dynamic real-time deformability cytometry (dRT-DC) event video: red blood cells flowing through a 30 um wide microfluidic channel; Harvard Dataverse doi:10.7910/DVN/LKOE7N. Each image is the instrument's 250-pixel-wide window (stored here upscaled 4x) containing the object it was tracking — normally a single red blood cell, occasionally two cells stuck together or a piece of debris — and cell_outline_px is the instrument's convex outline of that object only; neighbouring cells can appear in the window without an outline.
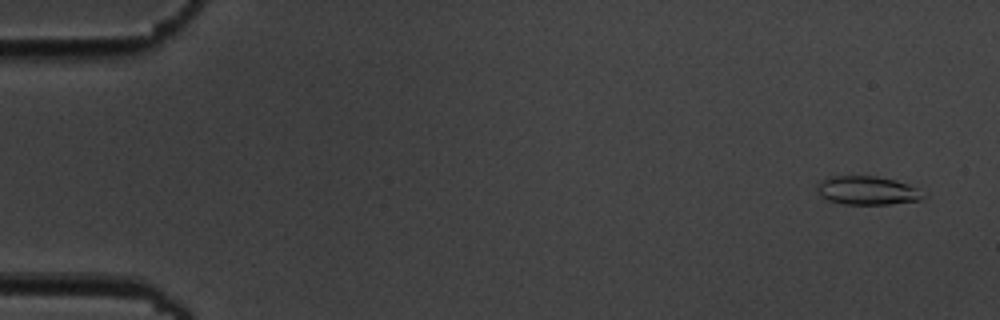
{"species": "common noctule bat (a hibernating species)", "species_latin": "Nyctalus noctula", "temperature_condition": "cold", "stored_images_in_passage": 6, "camera_frame_rate_fps": 3000, "um_per_image_px": 0.085, "animal": {"sex": "male", "body_mass_g": 19.5, "forearm_length_mm": 54.6}, "frame": {"image": 1, "passage_image": 1, "time_ms": 0.0, "image_size_px": [1000, 320], "cell_outline_px": [[924, 196], [920, 200], [888, 204], [844, 204], [828, 200], [820, 196], [816, 192], [816, 184], [820, 180], [832, 176], [876, 176], [908, 184], [916, 188]], "centroid_in_image_um": [73.63, 16.19], "position_along_channel_um": 11.4, "area_um2": 17.57}}